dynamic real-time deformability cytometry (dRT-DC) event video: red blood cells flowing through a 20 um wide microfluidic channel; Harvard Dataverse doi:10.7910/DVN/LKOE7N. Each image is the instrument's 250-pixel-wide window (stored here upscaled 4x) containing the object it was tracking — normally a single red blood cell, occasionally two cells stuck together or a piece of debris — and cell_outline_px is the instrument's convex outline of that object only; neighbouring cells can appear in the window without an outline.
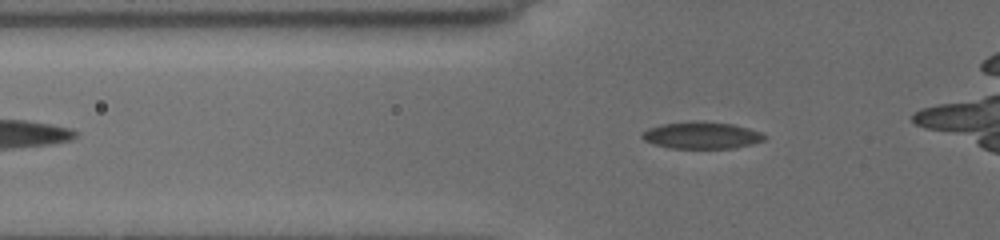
{"species": "common noctule bat (a hibernating species)", "species_latin": "Nyctalus noctula", "temperature_condition": "cold", "stored_images_in_passage": 43, "camera_frame_rate_fps": 3000, "um_per_image_px": 0.085, "animal": {"sex": "female", "body_mass_g": 19.5, "forearm_length_mm": 54.1}, "frame": {"image": 1, "passage_image": 12, "time_ms": 4.333, "image_size_px": [1000, 240], "cell_outline_px": [[768, 136], [764, 140], [752, 144], [732, 148], [672, 148], [652, 144], [644, 140], [640, 136], [648, 128], [660, 124], [692, 120], [704, 120], [732, 124], [748, 128], [760, 132]], "centroid_in_image_um": [59.62, 11.48], "position_along_channel_um": 66.2, "area_um2": 19.42}}
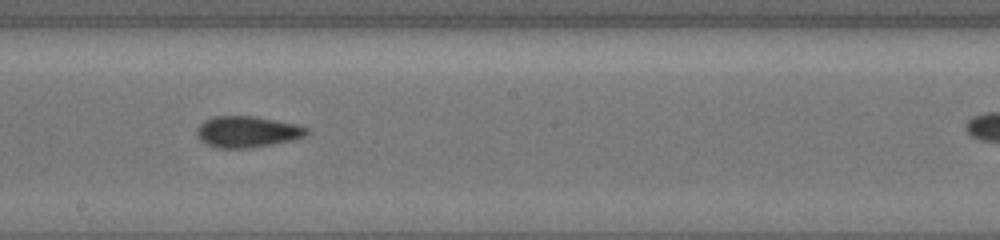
{"frame": {"image": 2, "passage_image": 23, "time_ms": 8.667, "image_size_px": [1000, 240], "cell_outline_px": [[312, 132], [304, 136], [292, 140], [252, 148], [216, 148], [200, 140], [196, 136], [196, 128], [204, 120], [212, 116], [256, 116], [300, 124], [308, 128]], "centroid_in_image_um": [21.04, 11.19], "position_along_channel_um": 227.2, "area_um2": 20.4}}
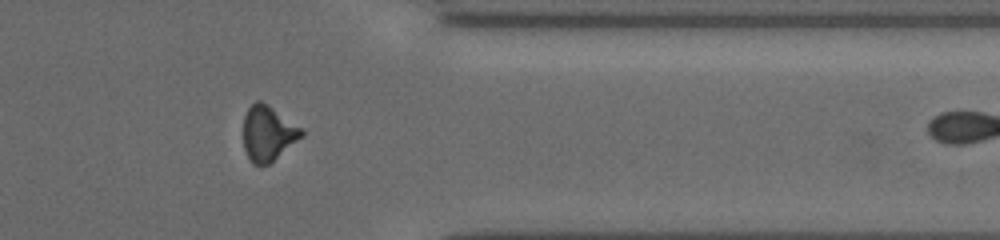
{"frame": {"image": 3, "passage_image": 40, "time_ms": 13.0, "image_size_px": [1000, 240], "cell_outline_px": [[304, 136], [268, 164], [252, 164], [244, 148], [244, 116], [248, 108], [256, 100], [260, 100], [268, 104], [304, 128]], "centroid_in_image_um": [22.81, 11.3], "position_along_channel_um": 388.6, "area_um2": 18.79}}